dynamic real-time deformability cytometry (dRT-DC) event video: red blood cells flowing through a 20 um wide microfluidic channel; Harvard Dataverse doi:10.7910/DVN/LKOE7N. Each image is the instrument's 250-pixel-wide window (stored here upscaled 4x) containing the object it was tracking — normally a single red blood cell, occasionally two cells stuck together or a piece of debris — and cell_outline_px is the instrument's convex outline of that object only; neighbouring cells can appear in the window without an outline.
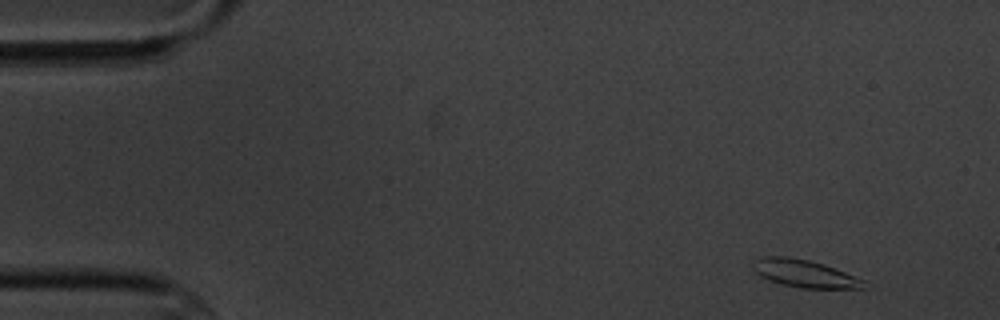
{"species": "common noctule bat (a hibernating species)", "species_latin": "Nyctalus noctula", "temperature_condition": "cold", "stored_images_in_passage": 5, "camera_frame_rate_fps": 3000, "um_per_image_px": 0.085, "animal": {"sex": "male", "body_mass_g": 20.1, "forearm_length_mm": 53.5}, "frame": {"image": 1, "passage_image": 1, "time_ms": 0.0, "image_size_px": [1000, 320], "cell_outline_px": [[872, 288], [800, 288], [780, 284], [760, 276], [752, 272], [752, 260], [764, 256], [788, 256], [808, 260], [824, 264], [864, 280], [872, 284]], "centroid_in_image_um": [68.39, 23.26], "position_along_channel_um": 16.6, "area_um2": 18.21}}
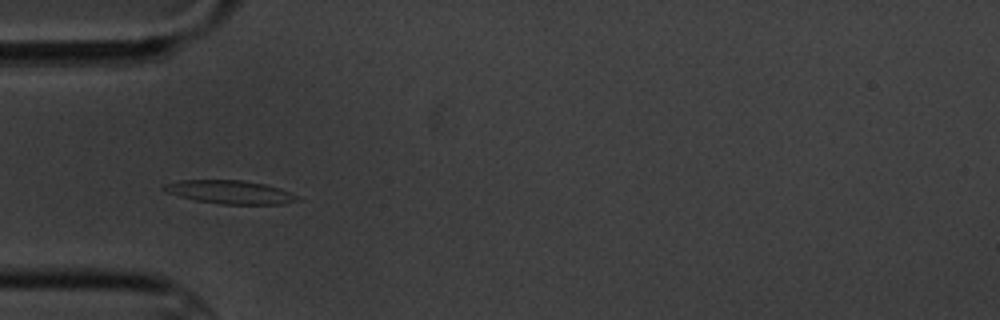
{"frame": {"image": 2, "passage_image": 4, "time_ms": 4.333, "image_size_px": [1000, 320], "cell_outline_px": [[300, 200], [284, 204], [220, 204], [196, 200], [180, 196], [168, 192], [160, 188], [164, 184], [180, 180], [244, 180], [264, 184], [280, 188], [292, 192], [300, 196]], "centroid_in_image_um": [19.61, 16.32], "position_along_channel_um": 65.4, "area_um2": 18.26}}